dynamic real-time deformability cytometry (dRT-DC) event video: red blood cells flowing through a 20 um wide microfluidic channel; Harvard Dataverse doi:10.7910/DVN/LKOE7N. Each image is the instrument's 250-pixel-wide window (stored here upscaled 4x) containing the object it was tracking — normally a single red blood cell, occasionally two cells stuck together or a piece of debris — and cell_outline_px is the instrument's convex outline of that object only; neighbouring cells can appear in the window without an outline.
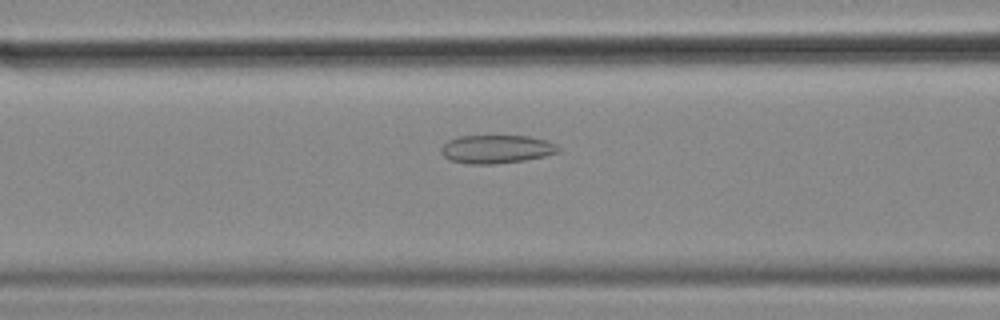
{"species": "common noctule bat (a hibernating species)", "species_latin": "Nyctalus noctula", "temperature_condition": "cold", "stored_images_in_passage": 39, "camera_frame_rate_fps": 3000, "um_per_image_px": 0.085, "animal": {"sex": "female", "body_mass_g": 18.4}, "frame": {"image": 1, "passage_image": 5, "time_ms": 1.333, "image_size_px": [1000, 320], "cell_outline_px": [[560, 152], [544, 156], [524, 160], [496, 164], [468, 164], [448, 160], [440, 152], [440, 148], [448, 140], [460, 136], [528, 136], [548, 140], [556, 144], [560, 148]], "centroid_in_image_um": [42.19, 12.68], "position_along_channel_um": 124.4, "area_um2": 19.54}}
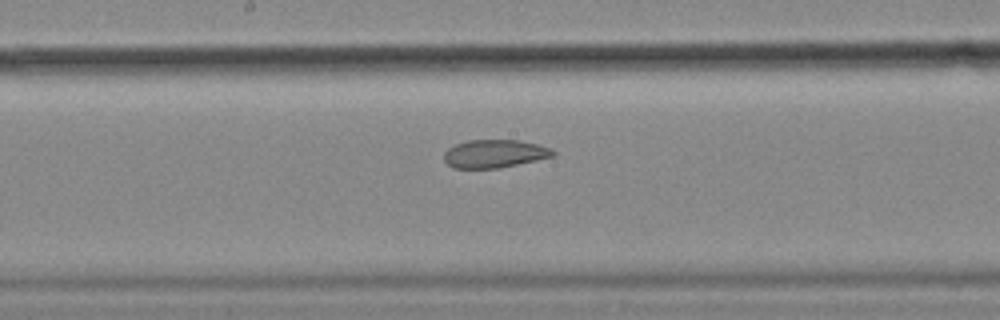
{"frame": {"image": 2, "passage_image": 12, "time_ms": 3.667, "image_size_px": [1000, 320], "cell_outline_px": [[556, 156], [500, 168], [452, 168], [444, 160], [444, 152], [448, 148], [456, 144], [468, 140], [520, 140], [552, 148], [556, 152]], "centroid_in_image_um": [42.06, 13.07], "position_along_channel_um": 206.1, "area_um2": 17.98}}
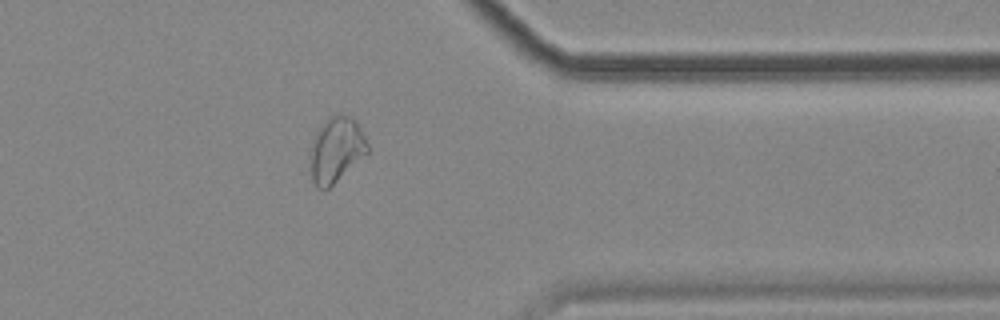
{"frame": {"image": 3, "passage_image": 28, "time_ms": 9.0, "image_size_px": [1000, 320], "cell_outline_px": [[368, 152], [328, 188], [316, 188], [312, 180], [308, 156], [308, 152], [312, 140], [316, 132], [324, 120], [336, 112], [340, 112], [356, 120], [368, 144]], "centroid_in_image_um": [28.52, 12.69], "position_along_channel_um": 382.9, "area_um2": 22.02}}